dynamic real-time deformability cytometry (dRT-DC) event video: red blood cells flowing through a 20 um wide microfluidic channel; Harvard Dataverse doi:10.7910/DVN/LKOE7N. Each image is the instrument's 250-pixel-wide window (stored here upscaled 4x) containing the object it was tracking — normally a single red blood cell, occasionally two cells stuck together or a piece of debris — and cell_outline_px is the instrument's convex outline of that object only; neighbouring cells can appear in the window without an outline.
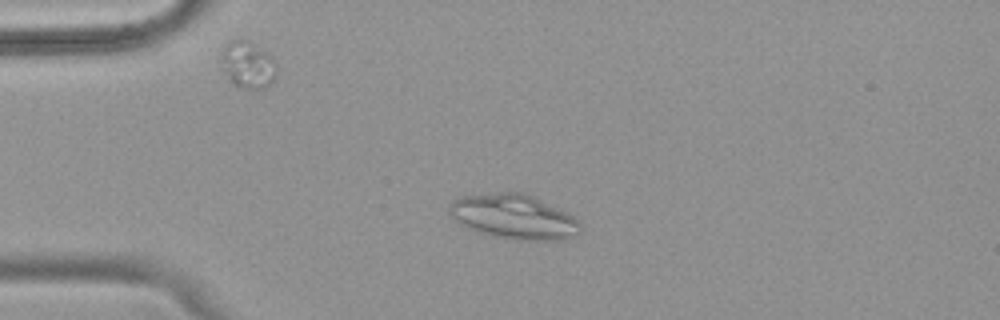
{"species": "common noctule bat (a hibernating species)", "species_latin": "Nyctalus noctula", "temperature_condition": "warm", "stored_images_in_passage": 52, "camera_frame_rate_fps": 3000, "um_per_image_px": 0.085, "animal": {"sex": "female", "body_mass_g": 18.4}, "frame": {"image": 1, "passage_image": 12, "time_ms": 3.667, "image_size_px": [1000, 320], "cell_outline_px": [[580, 232], [576, 236], [564, 240], [516, 240], [496, 236], [480, 232], [468, 228], [452, 220], [448, 212], [448, 204], [452, 200], [460, 196], [496, 192], [524, 192], [568, 212], [580, 224]], "centroid_in_image_um": [43.64, 18.41], "position_along_channel_um": 41.4, "area_um2": 34.45}}
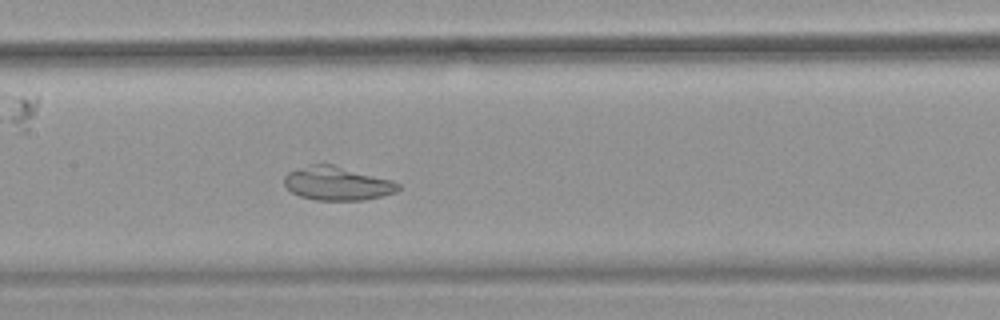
{"frame": {"image": 2, "passage_image": 25, "time_ms": 8.0, "image_size_px": [1000, 320], "cell_outline_px": [[400, 188], [396, 192], [364, 200], [316, 200], [300, 196], [292, 192], [284, 184], [284, 176], [288, 172], [312, 164], [332, 164], [392, 180], [400, 184]], "centroid_in_image_um": [28.66, 15.59], "position_along_channel_um": 178.7, "area_um2": 22.2}}
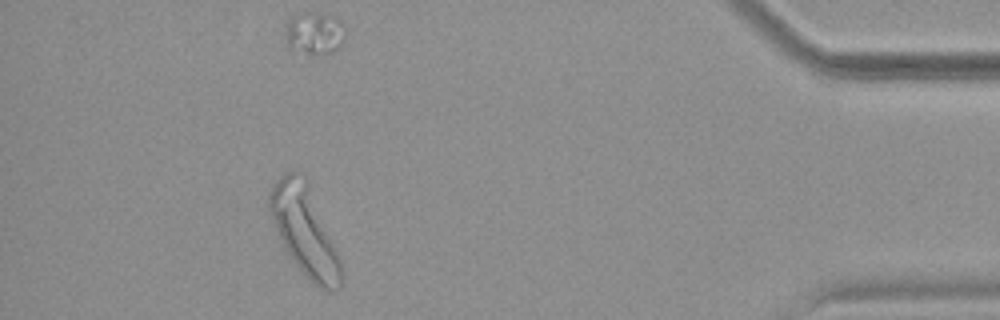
{"frame": {"image": 3, "passage_image": 47, "time_ms": 15.333, "image_size_px": [1000, 320], "cell_outline_px": [[344, 284], [340, 288], [332, 292], [320, 288], [300, 272], [284, 248], [268, 208], [268, 196], [276, 180], [280, 176], [288, 172], [304, 172], [340, 260], [344, 272]], "centroid_in_image_um": [25.91, 19.66], "position_along_channel_um": 409.3, "area_um2": 37.22}}